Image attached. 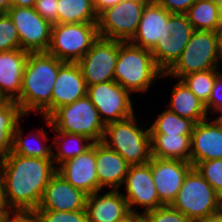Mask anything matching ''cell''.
Masks as SVG:
<instances>
[{"mask_svg":"<svg viewBox=\"0 0 222 222\" xmlns=\"http://www.w3.org/2000/svg\"><path fill=\"white\" fill-rule=\"evenodd\" d=\"M56 172L53 159L25 157L10 151L0 158V178L8 205L13 211H35Z\"/></svg>","mask_w":222,"mask_h":222,"instance_id":"cell-1","label":"cell"},{"mask_svg":"<svg viewBox=\"0 0 222 222\" xmlns=\"http://www.w3.org/2000/svg\"><path fill=\"white\" fill-rule=\"evenodd\" d=\"M64 63L48 52L28 54L20 96L15 100L25 116L32 111L37 112L42 119L51 115L53 87L59 68Z\"/></svg>","mask_w":222,"mask_h":222,"instance_id":"cell-2","label":"cell"},{"mask_svg":"<svg viewBox=\"0 0 222 222\" xmlns=\"http://www.w3.org/2000/svg\"><path fill=\"white\" fill-rule=\"evenodd\" d=\"M162 71L156 66L150 50L118 41V58L114 78L132 95L142 94L159 80Z\"/></svg>","mask_w":222,"mask_h":222,"instance_id":"cell-3","label":"cell"},{"mask_svg":"<svg viewBox=\"0 0 222 222\" xmlns=\"http://www.w3.org/2000/svg\"><path fill=\"white\" fill-rule=\"evenodd\" d=\"M221 32L194 30L180 58L161 78L182 77L221 66Z\"/></svg>","mask_w":222,"mask_h":222,"instance_id":"cell-4","label":"cell"},{"mask_svg":"<svg viewBox=\"0 0 222 222\" xmlns=\"http://www.w3.org/2000/svg\"><path fill=\"white\" fill-rule=\"evenodd\" d=\"M140 126L136 115L105 126L102 142L120 154L129 165H142L151 160V137L149 128ZM143 128V129H142Z\"/></svg>","mask_w":222,"mask_h":222,"instance_id":"cell-5","label":"cell"},{"mask_svg":"<svg viewBox=\"0 0 222 222\" xmlns=\"http://www.w3.org/2000/svg\"><path fill=\"white\" fill-rule=\"evenodd\" d=\"M48 119L55 131L80 134L93 143L103 140L106 125L87 95L57 108Z\"/></svg>","mask_w":222,"mask_h":222,"instance_id":"cell-6","label":"cell"},{"mask_svg":"<svg viewBox=\"0 0 222 222\" xmlns=\"http://www.w3.org/2000/svg\"><path fill=\"white\" fill-rule=\"evenodd\" d=\"M221 196L193 167L186 175L181 189L171 206L192 222L220 212Z\"/></svg>","mask_w":222,"mask_h":222,"instance_id":"cell-7","label":"cell"},{"mask_svg":"<svg viewBox=\"0 0 222 222\" xmlns=\"http://www.w3.org/2000/svg\"><path fill=\"white\" fill-rule=\"evenodd\" d=\"M98 38L97 23L53 24L47 52L63 62L77 63Z\"/></svg>","mask_w":222,"mask_h":222,"instance_id":"cell-8","label":"cell"},{"mask_svg":"<svg viewBox=\"0 0 222 222\" xmlns=\"http://www.w3.org/2000/svg\"><path fill=\"white\" fill-rule=\"evenodd\" d=\"M150 0H121L98 16L100 37L129 42L137 32L142 12Z\"/></svg>","mask_w":222,"mask_h":222,"instance_id":"cell-9","label":"cell"},{"mask_svg":"<svg viewBox=\"0 0 222 222\" xmlns=\"http://www.w3.org/2000/svg\"><path fill=\"white\" fill-rule=\"evenodd\" d=\"M194 28L186 14L172 13L164 24L162 36L151 50L156 66L166 73L180 58Z\"/></svg>","mask_w":222,"mask_h":222,"instance_id":"cell-10","label":"cell"},{"mask_svg":"<svg viewBox=\"0 0 222 222\" xmlns=\"http://www.w3.org/2000/svg\"><path fill=\"white\" fill-rule=\"evenodd\" d=\"M131 95L115 80L87 87V96L105 125L125 120L136 113Z\"/></svg>","mask_w":222,"mask_h":222,"instance_id":"cell-11","label":"cell"},{"mask_svg":"<svg viewBox=\"0 0 222 222\" xmlns=\"http://www.w3.org/2000/svg\"><path fill=\"white\" fill-rule=\"evenodd\" d=\"M20 40V49L31 52H47L51 42L52 24L34 7L10 6L7 10Z\"/></svg>","mask_w":222,"mask_h":222,"instance_id":"cell-12","label":"cell"},{"mask_svg":"<svg viewBox=\"0 0 222 222\" xmlns=\"http://www.w3.org/2000/svg\"><path fill=\"white\" fill-rule=\"evenodd\" d=\"M118 58V40L100 37L77 62L82 70L86 85L114 81V71Z\"/></svg>","mask_w":222,"mask_h":222,"instance_id":"cell-13","label":"cell"},{"mask_svg":"<svg viewBox=\"0 0 222 222\" xmlns=\"http://www.w3.org/2000/svg\"><path fill=\"white\" fill-rule=\"evenodd\" d=\"M125 193L122 192L127 201L130 211L139 213L137 208L143 207L141 214L164 206L159 200L157 190L155 188L151 160L142 165H130L128 173L122 184ZM134 207V208H133Z\"/></svg>","mask_w":222,"mask_h":222,"instance_id":"cell-14","label":"cell"},{"mask_svg":"<svg viewBox=\"0 0 222 222\" xmlns=\"http://www.w3.org/2000/svg\"><path fill=\"white\" fill-rule=\"evenodd\" d=\"M193 168L190 162L178 159L151 157V170L159 200L171 205L182 187L187 173Z\"/></svg>","mask_w":222,"mask_h":222,"instance_id":"cell-15","label":"cell"},{"mask_svg":"<svg viewBox=\"0 0 222 222\" xmlns=\"http://www.w3.org/2000/svg\"><path fill=\"white\" fill-rule=\"evenodd\" d=\"M57 172L73 187L88 195L103 190L99 186L96 172V143L83 154L61 164Z\"/></svg>","mask_w":222,"mask_h":222,"instance_id":"cell-16","label":"cell"},{"mask_svg":"<svg viewBox=\"0 0 222 222\" xmlns=\"http://www.w3.org/2000/svg\"><path fill=\"white\" fill-rule=\"evenodd\" d=\"M88 194L73 187L56 172L45 187L36 210L76 211L85 210Z\"/></svg>","mask_w":222,"mask_h":222,"instance_id":"cell-17","label":"cell"},{"mask_svg":"<svg viewBox=\"0 0 222 222\" xmlns=\"http://www.w3.org/2000/svg\"><path fill=\"white\" fill-rule=\"evenodd\" d=\"M213 159H222V128L208 117L193 129L190 163L195 167L199 162Z\"/></svg>","mask_w":222,"mask_h":222,"instance_id":"cell-18","label":"cell"},{"mask_svg":"<svg viewBox=\"0 0 222 222\" xmlns=\"http://www.w3.org/2000/svg\"><path fill=\"white\" fill-rule=\"evenodd\" d=\"M87 95V85L78 63L65 62L60 68L51 96V114L59 107Z\"/></svg>","mask_w":222,"mask_h":222,"instance_id":"cell-19","label":"cell"},{"mask_svg":"<svg viewBox=\"0 0 222 222\" xmlns=\"http://www.w3.org/2000/svg\"><path fill=\"white\" fill-rule=\"evenodd\" d=\"M102 192L99 190L87 197L85 211L88 222H117L130 212L122 191Z\"/></svg>","mask_w":222,"mask_h":222,"instance_id":"cell-20","label":"cell"},{"mask_svg":"<svg viewBox=\"0 0 222 222\" xmlns=\"http://www.w3.org/2000/svg\"><path fill=\"white\" fill-rule=\"evenodd\" d=\"M130 165L106 144L96 142V172L99 186L103 189L119 190Z\"/></svg>","mask_w":222,"mask_h":222,"instance_id":"cell-21","label":"cell"},{"mask_svg":"<svg viewBox=\"0 0 222 222\" xmlns=\"http://www.w3.org/2000/svg\"><path fill=\"white\" fill-rule=\"evenodd\" d=\"M29 52L15 49L0 52V96L15 101L20 96Z\"/></svg>","mask_w":222,"mask_h":222,"instance_id":"cell-22","label":"cell"},{"mask_svg":"<svg viewBox=\"0 0 222 222\" xmlns=\"http://www.w3.org/2000/svg\"><path fill=\"white\" fill-rule=\"evenodd\" d=\"M171 14L154 0H150L143 9L137 32L129 42L151 51L162 36L164 24H167Z\"/></svg>","mask_w":222,"mask_h":222,"instance_id":"cell-23","label":"cell"},{"mask_svg":"<svg viewBox=\"0 0 222 222\" xmlns=\"http://www.w3.org/2000/svg\"><path fill=\"white\" fill-rule=\"evenodd\" d=\"M167 108L175 114L190 119L195 123L207 119L205 104L179 79L171 89Z\"/></svg>","mask_w":222,"mask_h":222,"instance_id":"cell-24","label":"cell"},{"mask_svg":"<svg viewBox=\"0 0 222 222\" xmlns=\"http://www.w3.org/2000/svg\"><path fill=\"white\" fill-rule=\"evenodd\" d=\"M43 120L45 121L46 126L50 127L52 131L56 132L52 143V159L56 168H58L64 162L83 154L92 146L93 142L86 136L55 131V129L52 128L51 122L48 118L45 117Z\"/></svg>","mask_w":222,"mask_h":222,"instance_id":"cell-25","label":"cell"},{"mask_svg":"<svg viewBox=\"0 0 222 222\" xmlns=\"http://www.w3.org/2000/svg\"><path fill=\"white\" fill-rule=\"evenodd\" d=\"M150 137L152 157L190 162L191 135L150 134Z\"/></svg>","mask_w":222,"mask_h":222,"instance_id":"cell-26","label":"cell"},{"mask_svg":"<svg viewBox=\"0 0 222 222\" xmlns=\"http://www.w3.org/2000/svg\"><path fill=\"white\" fill-rule=\"evenodd\" d=\"M23 132L24 131L22 130L21 123L19 122L13 137L12 151L15 154L25 157L52 159V143L48 144V132H46L43 128H39L38 130L34 131V134H27L25 137L23 136ZM29 135L33 136L30 137ZM31 141L35 144L31 143Z\"/></svg>","mask_w":222,"mask_h":222,"instance_id":"cell-27","label":"cell"},{"mask_svg":"<svg viewBox=\"0 0 222 222\" xmlns=\"http://www.w3.org/2000/svg\"><path fill=\"white\" fill-rule=\"evenodd\" d=\"M25 115L13 100L0 103V158L13 149V137L16 127Z\"/></svg>","mask_w":222,"mask_h":222,"instance_id":"cell-28","label":"cell"},{"mask_svg":"<svg viewBox=\"0 0 222 222\" xmlns=\"http://www.w3.org/2000/svg\"><path fill=\"white\" fill-rule=\"evenodd\" d=\"M98 23L93 0H58L57 24Z\"/></svg>","mask_w":222,"mask_h":222,"instance_id":"cell-29","label":"cell"},{"mask_svg":"<svg viewBox=\"0 0 222 222\" xmlns=\"http://www.w3.org/2000/svg\"><path fill=\"white\" fill-rule=\"evenodd\" d=\"M194 30L222 31L218 4L211 0H197L186 13Z\"/></svg>","mask_w":222,"mask_h":222,"instance_id":"cell-30","label":"cell"},{"mask_svg":"<svg viewBox=\"0 0 222 222\" xmlns=\"http://www.w3.org/2000/svg\"><path fill=\"white\" fill-rule=\"evenodd\" d=\"M149 125L150 134L192 135L195 122L183 118L168 108L163 110Z\"/></svg>","mask_w":222,"mask_h":222,"instance_id":"cell-31","label":"cell"},{"mask_svg":"<svg viewBox=\"0 0 222 222\" xmlns=\"http://www.w3.org/2000/svg\"><path fill=\"white\" fill-rule=\"evenodd\" d=\"M219 69L194 72L182 77L180 80L190 89L195 96L206 104L211 96L216 77L220 74Z\"/></svg>","mask_w":222,"mask_h":222,"instance_id":"cell-32","label":"cell"},{"mask_svg":"<svg viewBox=\"0 0 222 222\" xmlns=\"http://www.w3.org/2000/svg\"><path fill=\"white\" fill-rule=\"evenodd\" d=\"M20 49L17 29L8 15L0 13V52Z\"/></svg>","mask_w":222,"mask_h":222,"instance_id":"cell-33","label":"cell"},{"mask_svg":"<svg viewBox=\"0 0 222 222\" xmlns=\"http://www.w3.org/2000/svg\"><path fill=\"white\" fill-rule=\"evenodd\" d=\"M195 168L211 187L222 196V159L199 162Z\"/></svg>","mask_w":222,"mask_h":222,"instance_id":"cell-34","label":"cell"},{"mask_svg":"<svg viewBox=\"0 0 222 222\" xmlns=\"http://www.w3.org/2000/svg\"><path fill=\"white\" fill-rule=\"evenodd\" d=\"M39 222H88L85 210L53 211L35 210Z\"/></svg>","mask_w":222,"mask_h":222,"instance_id":"cell-35","label":"cell"},{"mask_svg":"<svg viewBox=\"0 0 222 222\" xmlns=\"http://www.w3.org/2000/svg\"><path fill=\"white\" fill-rule=\"evenodd\" d=\"M144 222H192L171 205H164L143 214Z\"/></svg>","mask_w":222,"mask_h":222,"instance_id":"cell-36","label":"cell"},{"mask_svg":"<svg viewBox=\"0 0 222 222\" xmlns=\"http://www.w3.org/2000/svg\"><path fill=\"white\" fill-rule=\"evenodd\" d=\"M58 0H36L34 9L52 25L57 24Z\"/></svg>","mask_w":222,"mask_h":222,"instance_id":"cell-37","label":"cell"},{"mask_svg":"<svg viewBox=\"0 0 222 222\" xmlns=\"http://www.w3.org/2000/svg\"><path fill=\"white\" fill-rule=\"evenodd\" d=\"M170 13L186 14L197 0H154Z\"/></svg>","mask_w":222,"mask_h":222,"instance_id":"cell-38","label":"cell"},{"mask_svg":"<svg viewBox=\"0 0 222 222\" xmlns=\"http://www.w3.org/2000/svg\"><path fill=\"white\" fill-rule=\"evenodd\" d=\"M222 104V75L219 74L216 79L214 86L212 88L211 96L208 102L205 104L206 111L209 115V111L213 112ZM213 110V111H212Z\"/></svg>","mask_w":222,"mask_h":222,"instance_id":"cell-39","label":"cell"},{"mask_svg":"<svg viewBox=\"0 0 222 222\" xmlns=\"http://www.w3.org/2000/svg\"><path fill=\"white\" fill-rule=\"evenodd\" d=\"M6 222H39L37 213L35 211H12Z\"/></svg>","mask_w":222,"mask_h":222,"instance_id":"cell-40","label":"cell"},{"mask_svg":"<svg viewBox=\"0 0 222 222\" xmlns=\"http://www.w3.org/2000/svg\"><path fill=\"white\" fill-rule=\"evenodd\" d=\"M121 0H93V5L97 15L99 16L104 10L118 4Z\"/></svg>","mask_w":222,"mask_h":222,"instance_id":"cell-41","label":"cell"},{"mask_svg":"<svg viewBox=\"0 0 222 222\" xmlns=\"http://www.w3.org/2000/svg\"><path fill=\"white\" fill-rule=\"evenodd\" d=\"M13 209L8 205L4 187L0 178V214H10Z\"/></svg>","mask_w":222,"mask_h":222,"instance_id":"cell-42","label":"cell"},{"mask_svg":"<svg viewBox=\"0 0 222 222\" xmlns=\"http://www.w3.org/2000/svg\"><path fill=\"white\" fill-rule=\"evenodd\" d=\"M117 222H144L143 214L130 211Z\"/></svg>","mask_w":222,"mask_h":222,"instance_id":"cell-43","label":"cell"},{"mask_svg":"<svg viewBox=\"0 0 222 222\" xmlns=\"http://www.w3.org/2000/svg\"><path fill=\"white\" fill-rule=\"evenodd\" d=\"M36 0H11V6L31 8L34 7Z\"/></svg>","mask_w":222,"mask_h":222,"instance_id":"cell-44","label":"cell"},{"mask_svg":"<svg viewBox=\"0 0 222 222\" xmlns=\"http://www.w3.org/2000/svg\"><path fill=\"white\" fill-rule=\"evenodd\" d=\"M197 222H222V213L218 212L214 215L209 216L208 218H204Z\"/></svg>","mask_w":222,"mask_h":222,"instance_id":"cell-45","label":"cell"},{"mask_svg":"<svg viewBox=\"0 0 222 222\" xmlns=\"http://www.w3.org/2000/svg\"><path fill=\"white\" fill-rule=\"evenodd\" d=\"M11 6V0H0V13H6Z\"/></svg>","mask_w":222,"mask_h":222,"instance_id":"cell-46","label":"cell"},{"mask_svg":"<svg viewBox=\"0 0 222 222\" xmlns=\"http://www.w3.org/2000/svg\"><path fill=\"white\" fill-rule=\"evenodd\" d=\"M214 113H219L218 117H216L214 120L219 124V126L222 128V112H214Z\"/></svg>","mask_w":222,"mask_h":222,"instance_id":"cell-47","label":"cell"},{"mask_svg":"<svg viewBox=\"0 0 222 222\" xmlns=\"http://www.w3.org/2000/svg\"><path fill=\"white\" fill-rule=\"evenodd\" d=\"M219 18L222 25V2L218 4Z\"/></svg>","mask_w":222,"mask_h":222,"instance_id":"cell-48","label":"cell"},{"mask_svg":"<svg viewBox=\"0 0 222 222\" xmlns=\"http://www.w3.org/2000/svg\"><path fill=\"white\" fill-rule=\"evenodd\" d=\"M9 214H0V222H6Z\"/></svg>","mask_w":222,"mask_h":222,"instance_id":"cell-49","label":"cell"},{"mask_svg":"<svg viewBox=\"0 0 222 222\" xmlns=\"http://www.w3.org/2000/svg\"><path fill=\"white\" fill-rule=\"evenodd\" d=\"M214 112H222V104Z\"/></svg>","mask_w":222,"mask_h":222,"instance_id":"cell-50","label":"cell"},{"mask_svg":"<svg viewBox=\"0 0 222 222\" xmlns=\"http://www.w3.org/2000/svg\"><path fill=\"white\" fill-rule=\"evenodd\" d=\"M213 3L220 4L222 0H211Z\"/></svg>","mask_w":222,"mask_h":222,"instance_id":"cell-51","label":"cell"},{"mask_svg":"<svg viewBox=\"0 0 222 222\" xmlns=\"http://www.w3.org/2000/svg\"><path fill=\"white\" fill-rule=\"evenodd\" d=\"M220 212L222 213V196H221V200H220Z\"/></svg>","mask_w":222,"mask_h":222,"instance_id":"cell-52","label":"cell"},{"mask_svg":"<svg viewBox=\"0 0 222 222\" xmlns=\"http://www.w3.org/2000/svg\"><path fill=\"white\" fill-rule=\"evenodd\" d=\"M220 62H222V49H221V55H220ZM222 75V73H220Z\"/></svg>","mask_w":222,"mask_h":222,"instance_id":"cell-53","label":"cell"}]
</instances>
